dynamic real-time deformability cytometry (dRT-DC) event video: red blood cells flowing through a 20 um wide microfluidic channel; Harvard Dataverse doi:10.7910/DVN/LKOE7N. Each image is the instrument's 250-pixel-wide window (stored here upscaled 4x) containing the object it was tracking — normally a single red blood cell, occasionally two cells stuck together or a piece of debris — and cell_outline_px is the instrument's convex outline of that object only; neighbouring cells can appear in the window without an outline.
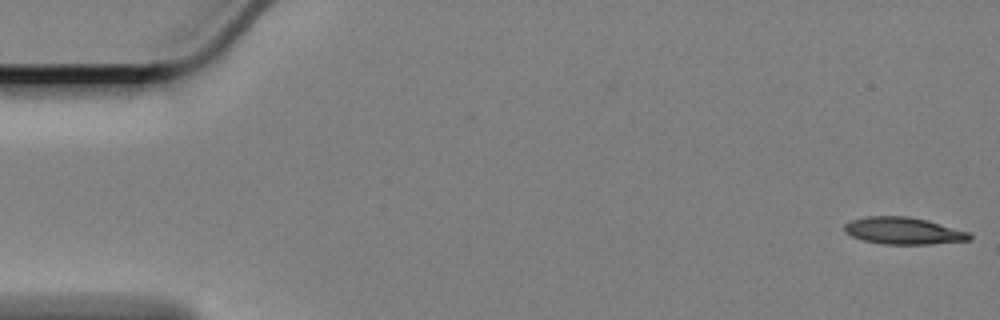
{"species": "Egyptian fruit bat (a non-hibernating species)", "species_latin": "Rousettus aegyptiacus", "temperature_condition": "cold", "stored_images_in_passage": 59, "camera_frame_rate_fps": 3000, "um_per_image_px": 0.085, "animal": {"sex": "female"}, "frame": {"image": 1, "passage_image": 1, "time_ms": 0.0, "image_size_px": [1000, 320], "cell_outline_px": [[972, 240], [928, 244], [884, 244], [864, 240], [852, 236], [844, 232], [844, 224], [852, 220], [864, 216], [908, 216], [928, 220], [968, 232], [972, 236]], "centroid_in_image_um": [76.78, 19.61], "position_along_channel_um": 8.2, "area_um2": 19.65}}
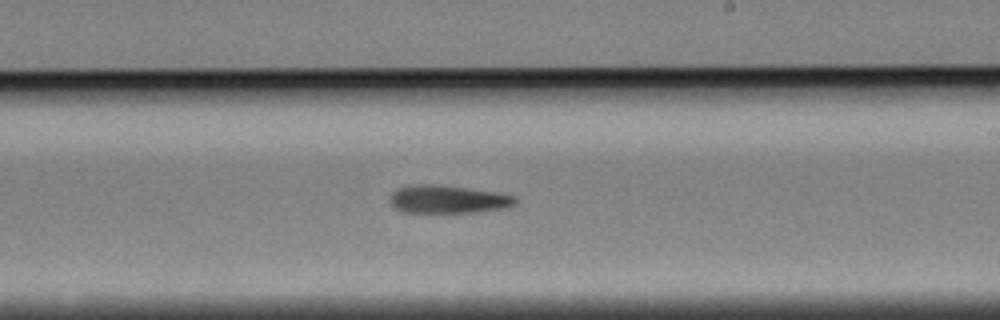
{"frame": {"image": 2, "passage_image": 34, "time_ms": 11.0, "image_size_px": [1000, 320], "cell_outline_px": [[516, 204], [500, 208], [472, 212], [404, 212], [392, 208], [388, 200], [392, 192], [396, 188], [420, 184], [432, 184], [464, 188], [492, 192], [516, 196]], "centroid_in_image_um": [37.96, 16.94], "position_along_channel_um": 251.0, "area_um2": 20.11}}
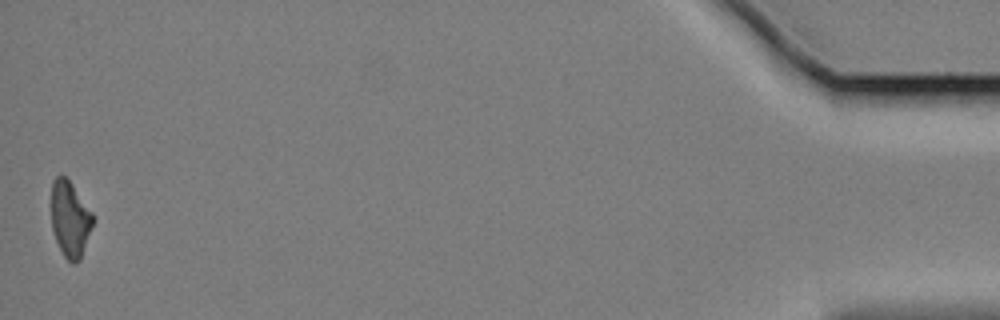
{"frame": {"image": 3, "passage_image": 58, "time_ms": 19.0, "image_size_px": [1000, 320], "cell_outline_px": [[92, 224], [80, 260], [76, 264], [72, 264], [64, 256], [56, 240], [52, 228], [52, 180], [56, 176], [64, 176], [72, 184], [92, 212]], "centroid_in_image_um": [5.94, 18.63], "position_along_channel_um": 429.3, "area_um2": 17.98}}